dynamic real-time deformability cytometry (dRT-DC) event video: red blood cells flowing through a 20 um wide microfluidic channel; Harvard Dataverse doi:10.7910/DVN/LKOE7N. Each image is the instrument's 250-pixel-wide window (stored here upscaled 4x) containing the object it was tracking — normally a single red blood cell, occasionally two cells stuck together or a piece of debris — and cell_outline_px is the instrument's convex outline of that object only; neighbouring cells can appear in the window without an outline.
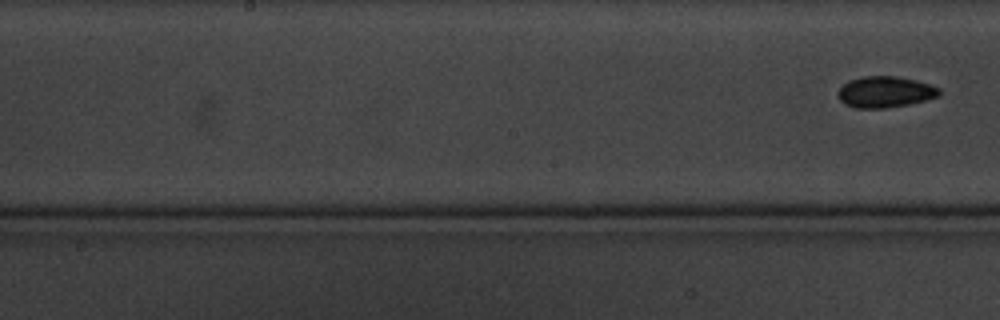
{"species": "common noctule bat (a hibernating species)", "species_latin": "Nyctalus noctula", "temperature_condition": "cold", "stored_images_in_passage": 10, "segment_of_instrument_passage": [2, 2], "camera_frame_rate_fps": 3000, "um_per_image_px": 0.085, "animal": {"sex": "male", "body_mass_g": 20.1, "forearm_length_mm": 53.5}, "frame": {"image": 1, "passage_image": 10, "time_ms": 10.667, "image_size_px": [1000, 320], "cell_outline_px": [[940, 96], [908, 104], [884, 108], [856, 108], [844, 104], [840, 100], [840, 88], [848, 80], [864, 76], [896, 76], [916, 80], [940, 88]], "centroid_in_image_um": [75.25, 7.81], "position_along_channel_um": 173.0, "area_um2": 18.21}}